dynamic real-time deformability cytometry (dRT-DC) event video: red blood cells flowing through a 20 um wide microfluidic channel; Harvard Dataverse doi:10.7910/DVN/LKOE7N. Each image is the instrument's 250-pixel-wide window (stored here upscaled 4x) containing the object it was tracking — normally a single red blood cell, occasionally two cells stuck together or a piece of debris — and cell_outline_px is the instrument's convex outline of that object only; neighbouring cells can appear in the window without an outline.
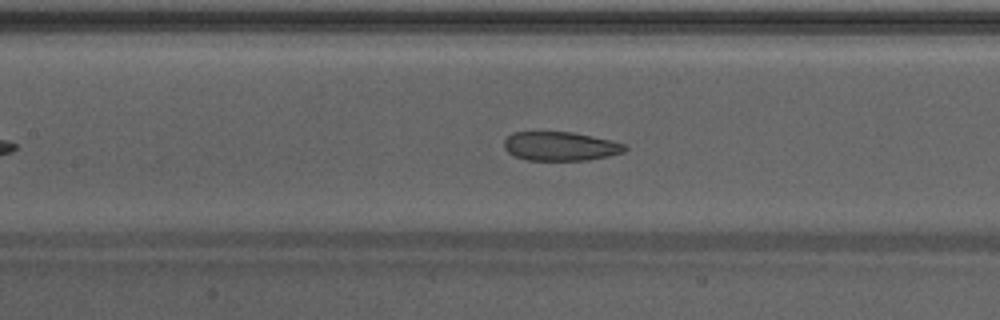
{"species": "Egyptian fruit bat (a non-hibernating species)", "species_latin": "Rousettus aegyptiacus", "temperature_condition": "warm", "stored_images_in_passage": 40, "camera_frame_rate_fps": 3000, "um_per_image_px": 0.085, "animal": {"sex": "male"}, "frame": {"image": 1, "passage_image": 14, "time_ms": 4.333, "image_size_px": [1000, 320], "cell_outline_px": [[628, 148], [624, 152], [608, 156], [588, 160], [528, 160], [516, 156], [508, 152], [504, 148], [504, 140], [512, 132], [572, 132], [608, 140], [624, 144]], "centroid_in_image_um": [47.61, 12.43], "position_along_channel_um": 159.8, "area_um2": 20.17}}
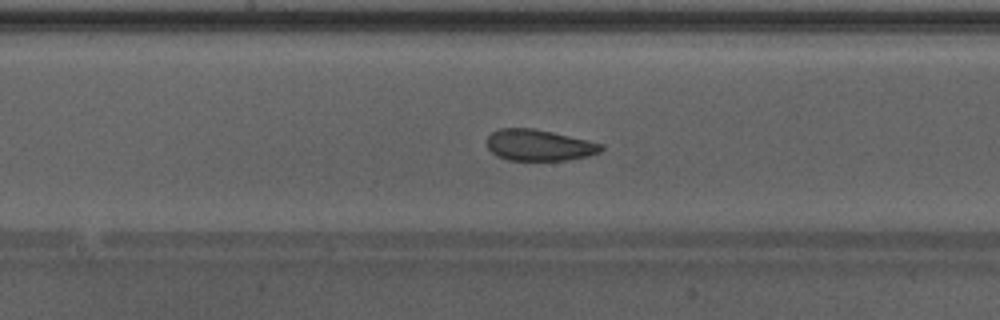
{"frame": {"image": 2, "passage_image": 17, "time_ms": 5.333, "image_size_px": [1000, 320], "cell_outline_px": [[604, 148], [600, 152], [588, 156], [568, 160], [508, 160], [496, 156], [488, 148], [488, 136], [492, 132], [500, 128], [532, 128], [552, 132], [588, 140], [604, 144]], "centroid_in_image_um": [45.84, 12.34], "position_along_channel_um": 202.4, "area_um2": 20.81}}
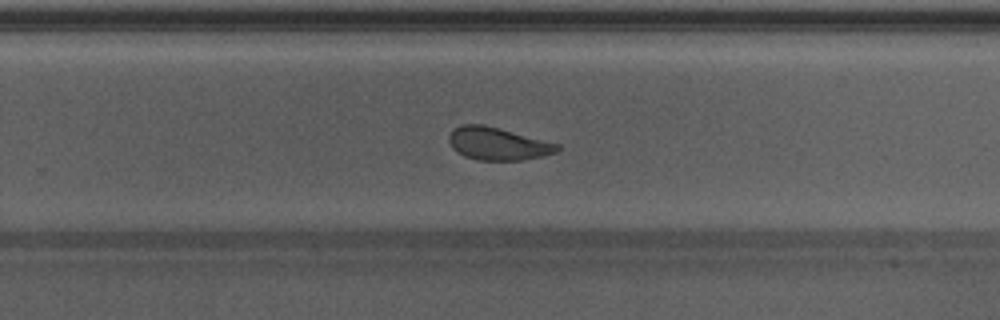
{"frame": {"image": 3, "passage_image": 23, "time_ms": 7.333, "image_size_px": [1000, 320], "cell_outline_px": [[560, 148], [556, 152], [540, 156], [520, 160], [476, 160], [464, 156], [456, 152], [452, 148], [448, 140], [448, 136], [456, 128], [464, 124], [484, 124], [560, 144]], "centroid_in_image_um": [42.29, 12.22], "position_along_channel_um": 287.5, "area_um2": 20.52}, "authors_computed_cell_mechanics": {"area_um2": 22.1663, "velocity_mm_per_s": 4.2654, "shape_relaxation_time_tau1_ms": 7.8397, "shape_relaxation_time_tau2_ms": 1.4804, "deformation_change_tau1": 0.1399, "deformation_change_tau2": 0.0766}}